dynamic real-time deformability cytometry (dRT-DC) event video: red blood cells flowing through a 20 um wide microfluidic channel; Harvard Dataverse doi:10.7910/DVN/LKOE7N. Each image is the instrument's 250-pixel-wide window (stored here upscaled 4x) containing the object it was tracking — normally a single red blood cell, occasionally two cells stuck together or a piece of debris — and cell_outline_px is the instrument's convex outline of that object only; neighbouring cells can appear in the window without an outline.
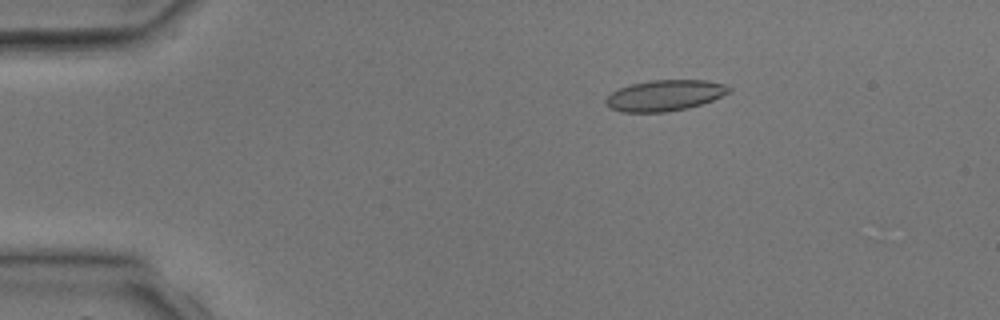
{"species": "common noctule bat (a hibernating species)", "species_latin": "Nyctalus noctula", "temperature_condition": "room temperature", "stored_images_in_passage": 1, "camera_frame_rate_fps": 3000, "um_per_image_px": 0.085, "animal": {"sex": "male", "body_mass_g": 17.9, "forearm_length_mm": 54.2}, "frame": {"image": 1, "passage_image": 1, "time_ms": 0.0, "image_size_px": [1000, 320], "cell_outline_px": [[732, 92], [712, 100], [688, 108], [664, 112], [620, 112], [604, 104], [604, 100], [612, 92], [620, 88], [632, 84], [652, 80], [708, 80], [724, 84], [732, 88]], "centroid_in_image_um": [56.52, 8.11], "position_along_channel_um": 28.5, "area_um2": 22.2}}